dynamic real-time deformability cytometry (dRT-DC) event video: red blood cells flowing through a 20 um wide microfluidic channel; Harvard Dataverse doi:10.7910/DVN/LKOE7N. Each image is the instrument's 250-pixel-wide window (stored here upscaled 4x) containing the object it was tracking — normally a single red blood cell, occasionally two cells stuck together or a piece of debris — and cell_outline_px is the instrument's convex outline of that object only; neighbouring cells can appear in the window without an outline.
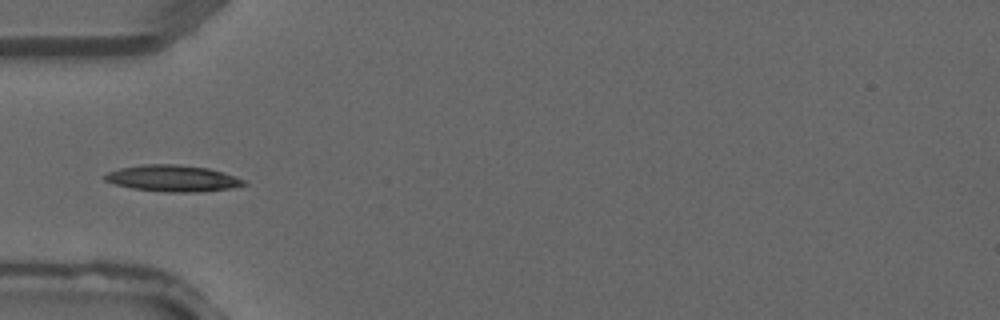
{"species": "common noctule bat (a hibernating species)", "species_latin": "Nyctalus noctula", "temperature_condition": "warm", "stored_images_in_passage": 4, "camera_frame_rate_fps": 3000, "um_per_image_px": 0.085, "animal": {"sex": "male", "forearm_length_mm": 52.5}, "frame": {"image": 1, "passage_image": 4, "time_ms": 1.0, "image_size_px": [1000, 320], "cell_outline_px": [[248, 184], [232, 188], [196, 192], [164, 192], [132, 188], [116, 184], [104, 180], [104, 176], [108, 172], [120, 168], [140, 164], [176, 164], [208, 168], [244, 180]], "centroid_in_image_um": [14.65, 15.16], "position_along_channel_um": 70.3, "area_um2": 21.21}}